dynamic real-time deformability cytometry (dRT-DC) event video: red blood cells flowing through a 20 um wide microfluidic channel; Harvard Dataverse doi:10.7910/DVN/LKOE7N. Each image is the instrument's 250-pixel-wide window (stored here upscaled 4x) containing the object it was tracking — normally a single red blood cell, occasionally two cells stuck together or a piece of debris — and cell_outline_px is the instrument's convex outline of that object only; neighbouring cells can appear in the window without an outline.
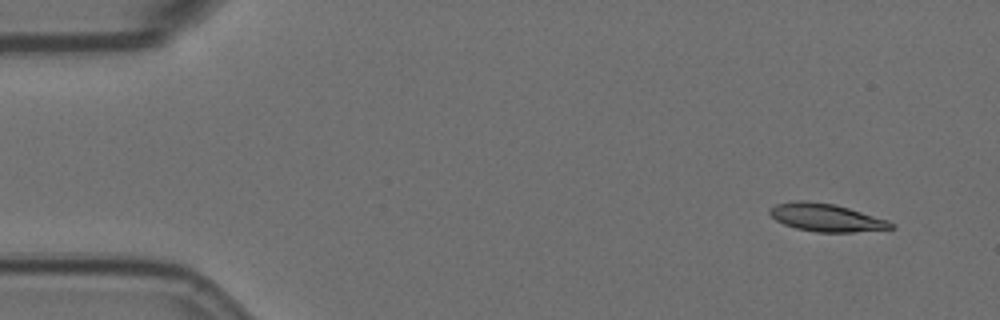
{"species": "Egyptian fruit bat (a non-hibernating species)", "species_latin": "Rousettus aegyptiacus", "temperature_condition": "room temperature", "stored_images_in_passage": 5, "camera_frame_rate_fps": 3000, "um_per_image_px": 0.085, "animal": {"sex": "female"}, "frame": {"image": 1, "passage_image": 1, "time_ms": 0.0, "image_size_px": [1000, 320], "cell_outline_px": [[896, 228], [852, 232], [816, 232], [796, 228], [784, 224], [776, 220], [768, 212], [768, 208], [776, 204], [792, 200], [804, 200], [836, 204], [888, 220], [896, 224]], "centroid_in_image_um": [70.22, 18.48], "position_along_channel_um": 14.8, "area_um2": 19.83}}
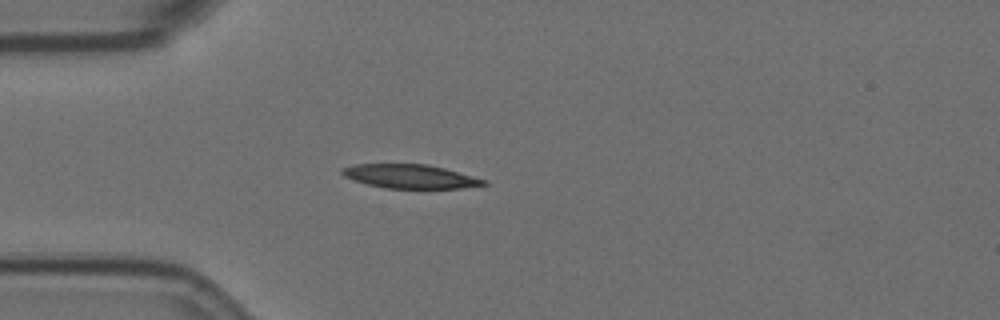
{"frame": {"image": 2, "passage_image": 4, "time_ms": 3.667, "image_size_px": [1000, 320], "cell_outline_px": [[488, 184], [460, 188], [384, 188], [352, 180], [344, 176], [340, 172], [340, 168], [352, 164], [428, 164], [444, 168], [488, 180]], "centroid_in_image_um": [34.83, 14.98], "position_along_channel_um": 50.2, "area_um2": 19.77}}